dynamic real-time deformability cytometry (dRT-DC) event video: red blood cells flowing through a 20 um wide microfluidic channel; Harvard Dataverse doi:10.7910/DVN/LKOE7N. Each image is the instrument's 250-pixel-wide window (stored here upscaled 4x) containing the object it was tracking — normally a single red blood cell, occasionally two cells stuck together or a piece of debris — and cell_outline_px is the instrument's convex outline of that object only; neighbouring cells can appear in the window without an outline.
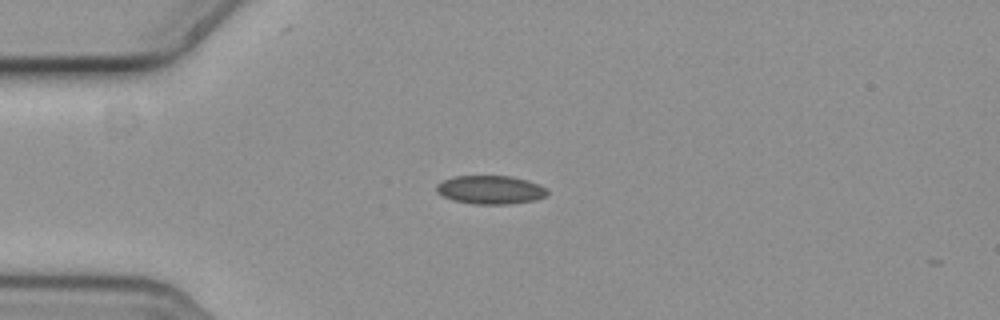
{"species": "common noctule bat (a hibernating species)", "species_latin": "Nyctalus noctula", "temperature_condition": "cold", "stored_images_in_passage": 44, "camera_frame_rate_fps": 3000, "um_per_image_px": 0.085, "animal": {"sex": "female", "body_mass_g": 19.3, "forearm_length_mm": 54.1}, "frame": {"image": 1, "passage_image": 1, "time_ms": 0.0, "image_size_px": [1000, 320], "cell_outline_px": [[548, 192], [544, 196], [536, 200], [512, 204], [472, 204], [452, 200], [436, 192], [436, 184], [452, 176], [512, 176], [528, 180], [544, 188]], "centroid_in_image_um": [41.65, 16.13], "position_along_channel_um": 43.4, "area_um2": 18.44}}
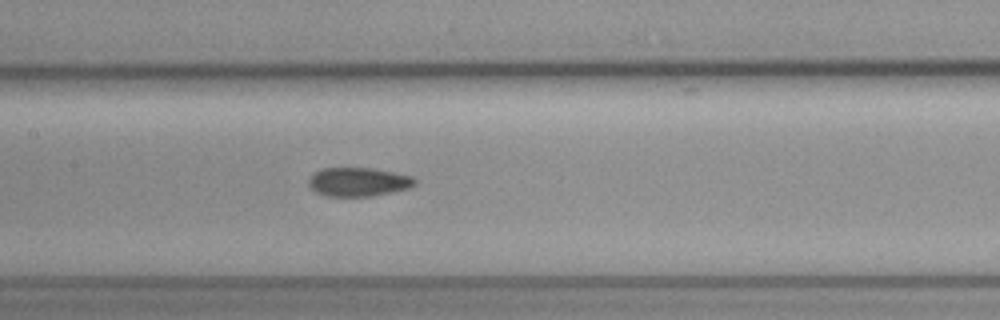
{"frame": {"image": 2, "passage_image": 14, "time_ms": 4.333, "image_size_px": [1000, 320], "cell_outline_px": [[416, 184], [408, 188], [372, 196], [324, 196], [316, 192], [308, 184], [308, 180], [316, 172], [324, 168], [372, 168], [396, 172], [412, 176], [416, 180]], "centroid_in_image_um": [30.48, 15.46], "position_along_channel_um": 176.9, "area_um2": 17.74}}
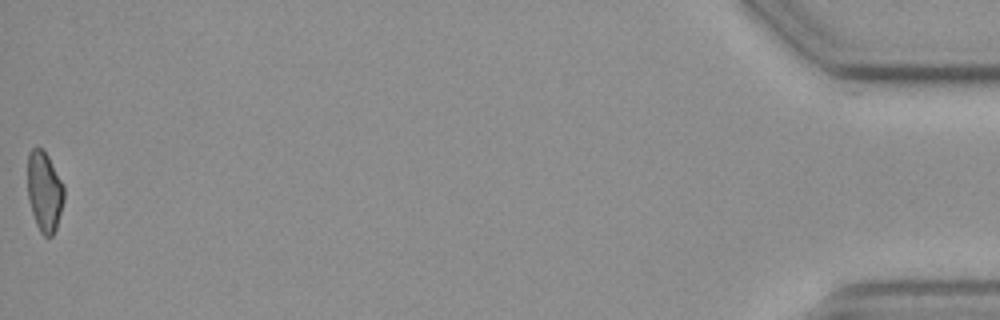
{"frame": {"image": 3, "passage_image": 44, "time_ms": 14.333, "image_size_px": [1000, 320], "cell_outline_px": [[64, 200], [56, 228], [52, 236], [44, 236], [40, 232], [36, 224], [28, 200], [28, 152], [32, 148], [40, 148], [48, 156], [64, 184]], "centroid_in_image_um": [3.78, 16.28], "position_along_channel_um": 431.4, "area_um2": 16.99}, "authors_computed_cell_mechanics": {"area_um2": 17.9758, "velocity_mm_per_s": 3.6011, "shape_relaxation_time_tau1_ms": null, "shape_relaxation_time_tau2_ms": 3.2606, "deformation_change_tau1": null, "deformation_change_tau2": 0.0774}}